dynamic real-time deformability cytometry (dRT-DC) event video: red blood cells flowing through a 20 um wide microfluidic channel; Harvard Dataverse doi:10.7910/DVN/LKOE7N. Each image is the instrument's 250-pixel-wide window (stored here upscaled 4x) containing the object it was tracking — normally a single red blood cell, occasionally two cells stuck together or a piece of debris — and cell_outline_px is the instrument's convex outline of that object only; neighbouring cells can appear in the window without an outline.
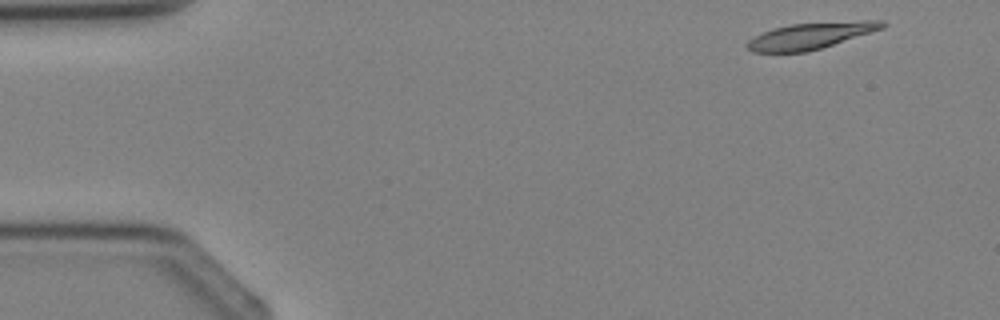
{"species": "Egyptian fruit bat (a non-hibernating species)", "species_latin": "Rousettus aegyptiacus", "temperature_condition": "cold", "stored_images_in_passage": 3, "camera_frame_rate_fps": 3000, "um_per_image_px": 0.085, "animal": {"sex": "female"}, "frame": {"image": 1, "passage_image": 1, "time_ms": 0.0, "image_size_px": [1000, 320], "cell_outline_px": [[888, 24], [884, 28], [820, 48], [804, 52], [752, 52], [744, 44], [748, 40], [764, 32], [776, 28], [792, 24], [864, 20], [884, 20]], "centroid_in_image_um": [68.93, 3.03], "position_along_channel_um": 16.1, "area_um2": 20.46}}
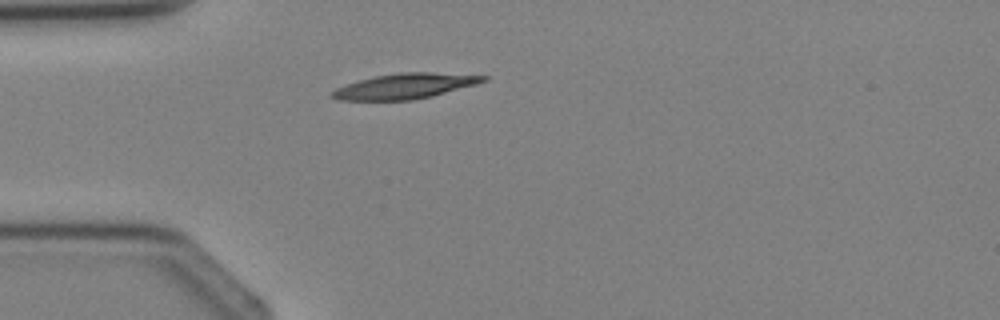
{"frame": {"image": 2, "passage_image": 3, "time_ms": 2.333, "image_size_px": [1000, 320], "cell_outline_px": [[488, 80], [476, 84], [432, 96], [412, 100], [340, 100], [328, 96], [328, 92], [336, 88], [360, 80], [376, 76], [400, 72], [432, 72], [488, 76]], "centroid_in_image_um": [34.4, 7.32], "position_along_channel_um": 50.6, "area_um2": 22.2}}